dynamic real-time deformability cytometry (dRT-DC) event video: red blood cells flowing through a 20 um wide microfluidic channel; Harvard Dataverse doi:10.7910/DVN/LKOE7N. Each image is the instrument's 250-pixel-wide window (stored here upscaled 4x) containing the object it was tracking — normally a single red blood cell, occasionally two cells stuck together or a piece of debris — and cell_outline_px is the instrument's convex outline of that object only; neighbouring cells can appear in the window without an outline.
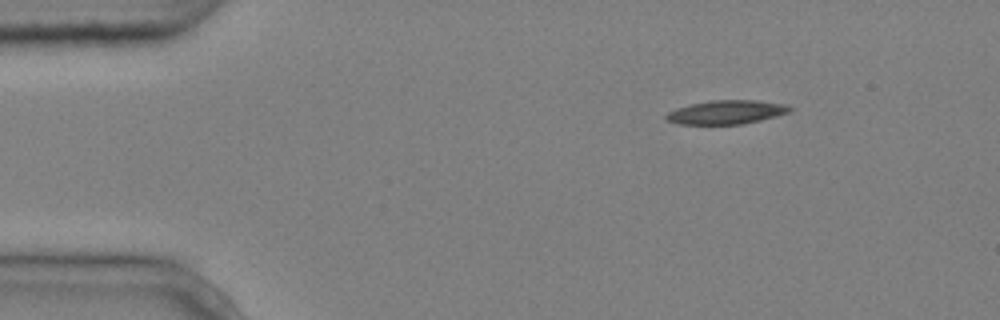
{"species": "common noctule bat (a hibernating species)", "species_latin": "Nyctalus noctula", "temperature_condition": "cold", "stored_images_in_passage": 3, "camera_frame_rate_fps": 3000, "um_per_image_px": 0.085, "animal": {"sex": "male", "body_mass_g": 20.4}, "frame": {"image": 1, "passage_image": 1, "time_ms": 0.0, "image_size_px": [1000, 320], "cell_outline_px": [[792, 112], [760, 120], [740, 124], [676, 124], [668, 120], [664, 116], [668, 112], [676, 108], [692, 104], [712, 100], [756, 100], [788, 104], [792, 108]], "centroid_in_image_um": [61.78, 9.53], "position_along_channel_um": 23.2, "area_um2": 17.17}}